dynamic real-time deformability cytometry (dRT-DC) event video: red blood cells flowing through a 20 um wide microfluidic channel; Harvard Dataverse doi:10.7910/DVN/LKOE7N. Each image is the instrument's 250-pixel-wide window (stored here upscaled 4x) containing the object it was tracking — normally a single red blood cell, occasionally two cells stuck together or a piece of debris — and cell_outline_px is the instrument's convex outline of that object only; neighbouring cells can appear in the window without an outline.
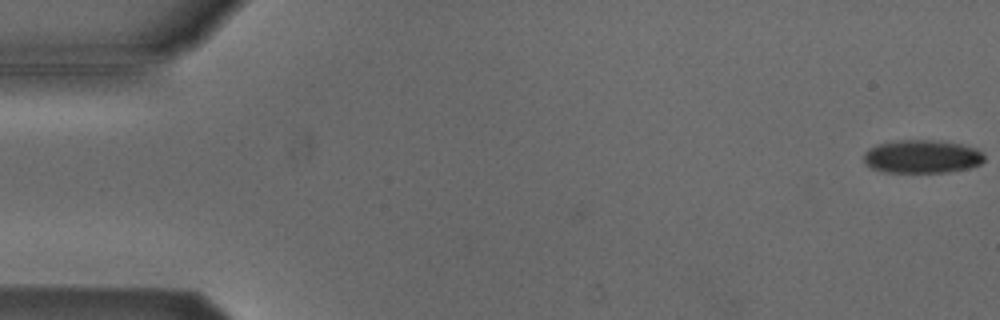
{"species": "Egyptian fruit bat (a non-hibernating species)", "species_latin": "Rousettus aegyptiacus", "temperature_condition": "cold", "stored_images_in_passage": 12, "camera_frame_rate_fps": 3000, "um_per_image_px": 0.085, "animal": {"sex": "male"}, "frame": {"image": 1, "passage_image": 1, "time_ms": 0.0, "image_size_px": [1000, 320], "cell_outline_px": [[984, 160], [980, 164], [968, 168], [944, 172], [884, 172], [872, 168], [864, 164], [864, 152], [868, 148], [876, 144], [896, 140], [940, 140], [960, 144], [976, 148], [984, 156]], "centroid_in_image_um": [78.32, 13.3], "position_along_channel_um": 6.7, "area_um2": 23.47}}